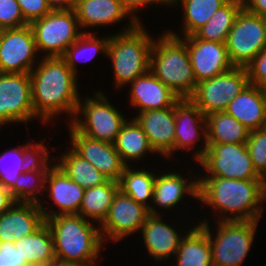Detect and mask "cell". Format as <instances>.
<instances>
[{"mask_svg": "<svg viewBox=\"0 0 266 266\" xmlns=\"http://www.w3.org/2000/svg\"><path fill=\"white\" fill-rule=\"evenodd\" d=\"M245 145L256 172L266 181V128L249 131Z\"/></svg>", "mask_w": 266, "mask_h": 266, "instance_id": "obj_38", "label": "cell"}, {"mask_svg": "<svg viewBox=\"0 0 266 266\" xmlns=\"http://www.w3.org/2000/svg\"><path fill=\"white\" fill-rule=\"evenodd\" d=\"M45 218L37 203L16 202L0 215V242L20 240L38 230Z\"/></svg>", "mask_w": 266, "mask_h": 266, "instance_id": "obj_24", "label": "cell"}, {"mask_svg": "<svg viewBox=\"0 0 266 266\" xmlns=\"http://www.w3.org/2000/svg\"><path fill=\"white\" fill-rule=\"evenodd\" d=\"M133 118L142 127L154 151L165 160L173 159L175 140L174 106L135 113Z\"/></svg>", "mask_w": 266, "mask_h": 266, "instance_id": "obj_22", "label": "cell"}, {"mask_svg": "<svg viewBox=\"0 0 266 266\" xmlns=\"http://www.w3.org/2000/svg\"><path fill=\"white\" fill-rule=\"evenodd\" d=\"M109 99L101 88L92 95L81 96L70 124L89 138L114 144L128 118Z\"/></svg>", "mask_w": 266, "mask_h": 266, "instance_id": "obj_7", "label": "cell"}, {"mask_svg": "<svg viewBox=\"0 0 266 266\" xmlns=\"http://www.w3.org/2000/svg\"><path fill=\"white\" fill-rule=\"evenodd\" d=\"M28 140L22 145L7 148L0 153V185L8 190L19 178V175L34 164L50 147L44 143L47 141L46 137L34 142L33 139Z\"/></svg>", "mask_w": 266, "mask_h": 266, "instance_id": "obj_25", "label": "cell"}, {"mask_svg": "<svg viewBox=\"0 0 266 266\" xmlns=\"http://www.w3.org/2000/svg\"><path fill=\"white\" fill-rule=\"evenodd\" d=\"M34 114L30 73L0 72V120L6 125L28 124Z\"/></svg>", "mask_w": 266, "mask_h": 266, "instance_id": "obj_13", "label": "cell"}, {"mask_svg": "<svg viewBox=\"0 0 266 266\" xmlns=\"http://www.w3.org/2000/svg\"><path fill=\"white\" fill-rule=\"evenodd\" d=\"M109 38V34L100 38L96 32L83 33L67 48L62 58L66 61L67 66L78 76L79 67L77 63L89 62L100 53L106 58Z\"/></svg>", "mask_w": 266, "mask_h": 266, "instance_id": "obj_37", "label": "cell"}, {"mask_svg": "<svg viewBox=\"0 0 266 266\" xmlns=\"http://www.w3.org/2000/svg\"><path fill=\"white\" fill-rule=\"evenodd\" d=\"M166 169L167 168H165L166 172L162 170L163 172L161 171V174L160 171L156 174L153 185L152 201L150 202V208L148 209L151 215H166V210L169 211L171 209L170 211H172L175 207L177 209V207H179L178 205H185V203H182L184 202L185 197H187L186 200L188 197L193 198L194 200L196 199L195 202L198 200V172L191 173L187 168L189 172L186 178L184 171L183 173H179L178 171H174V168L171 171ZM189 174L191 176H189Z\"/></svg>", "mask_w": 266, "mask_h": 266, "instance_id": "obj_16", "label": "cell"}, {"mask_svg": "<svg viewBox=\"0 0 266 266\" xmlns=\"http://www.w3.org/2000/svg\"><path fill=\"white\" fill-rule=\"evenodd\" d=\"M45 222L53 236L55 257L88 266L100 265L104 242L99 224L79 214L56 215Z\"/></svg>", "mask_w": 266, "mask_h": 266, "instance_id": "obj_3", "label": "cell"}, {"mask_svg": "<svg viewBox=\"0 0 266 266\" xmlns=\"http://www.w3.org/2000/svg\"><path fill=\"white\" fill-rule=\"evenodd\" d=\"M249 84L266 86V48L263 49L246 67Z\"/></svg>", "mask_w": 266, "mask_h": 266, "instance_id": "obj_40", "label": "cell"}, {"mask_svg": "<svg viewBox=\"0 0 266 266\" xmlns=\"http://www.w3.org/2000/svg\"><path fill=\"white\" fill-rule=\"evenodd\" d=\"M26 264L20 261V255L15 249L14 243L0 242V266H19Z\"/></svg>", "mask_w": 266, "mask_h": 266, "instance_id": "obj_43", "label": "cell"}, {"mask_svg": "<svg viewBox=\"0 0 266 266\" xmlns=\"http://www.w3.org/2000/svg\"><path fill=\"white\" fill-rule=\"evenodd\" d=\"M225 112L236 118L249 131L265 128V89L248 84L240 94L229 102Z\"/></svg>", "mask_w": 266, "mask_h": 266, "instance_id": "obj_26", "label": "cell"}, {"mask_svg": "<svg viewBox=\"0 0 266 266\" xmlns=\"http://www.w3.org/2000/svg\"><path fill=\"white\" fill-rule=\"evenodd\" d=\"M74 11L83 33H93L90 30L100 26L115 27V24L122 23L123 20H126L127 24L119 30V33L129 31L138 24L119 0H79Z\"/></svg>", "mask_w": 266, "mask_h": 266, "instance_id": "obj_20", "label": "cell"}, {"mask_svg": "<svg viewBox=\"0 0 266 266\" xmlns=\"http://www.w3.org/2000/svg\"><path fill=\"white\" fill-rule=\"evenodd\" d=\"M124 7V9L130 14V16L137 22V23H144L141 21L142 17H139V12L143 8H148L153 6L157 8L158 6H165L163 0H119ZM139 11V12H138Z\"/></svg>", "mask_w": 266, "mask_h": 266, "instance_id": "obj_42", "label": "cell"}, {"mask_svg": "<svg viewBox=\"0 0 266 266\" xmlns=\"http://www.w3.org/2000/svg\"><path fill=\"white\" fill-rule=\"evenodd\" d=\"M71 148L83 159L92 164L108 180L119 182L125 164L122 162L114 144L92 139L77 131L70 123L67 125Z\"/></svg>", "mask_w": 266, "mask_h": 266, "instance_id": "obj_18", "label": "cell"}, {"mask_svg": "<svg viewBox=\"0 0 266 266\" xmlns=\"http://www.w3.org/2000/svg\"><path fill=\"white\" fill-rule=\"evenodd\" d=\"M144 25L146 27V24L138 23L129 31L110 34L106 58L111 61L112 85L117 91L125 86L128 88L132 81L149 71L155 37Z\"/></svg>", "mask_w": 266, "mask_h": 266, "instance_id": "obj_4", "label": "cell"}, {"mask_svg": "<svg viewBox=\"0 0 266 266\" xmlns=\"http://www.w3.org/2000/svg\"><path fill=\"white\" fill-rule=\"evenodd\" d=\"M24 19L30 24L32 21L43 18L51 8L46 0H17Z\"/></svg>", "mask_w": 266, "mask_h": 266, "instance_id": "obj_41", "label": "cell"}, {"mask_svg": "<svg viewBox=\"0 0 266 266\" xmlns=\"http://www.w3.org/2000/svg\"><path fill=\"white\" fill-rule=\"evenodd\" d=\"M28 24L17 0H0V30L20 28Z\"/></svg>", "mask_w": 266, "mask_h": 266, "instance_id": "obj_39", "label": "cell"}, {"mask_svg": "<svg viewBox=\"0 0 266 266\" xmlns=\"http://www.w3.org/2000/svg\"><path fill=\"white\" fill-rule=\"evenodd\" d=\"M174 114L173 158L178 150L185 153L187 151V153L190 152L193 155L191 156L193 162L196 161L194 163H197L208 148L206 116L189 98L180 99L174 105Z\"/></svg>", "mask_w": 266, "mask_h": 266, "instance_id": "obj_12", "label": "cell"}, {"mask_svg": "<svg viewBox=\"0 0 266 266\" xmlns=\"http://www.w3.org/2000/svg\"><path fill=\"white\" fill-rule=\"evenodd\" d=\"M84 190L76 182L72 181L62 169L55 163L50 167L45 178L44 191L47 194L45 199L50 206H44L39 203L44 218L54 217L56 215L78 214L79 207L84 196ZM57 208V210L54 209ZM52 207V208H51Z\"/></svg>", "mask_w": 266, "mask_h": 266, "instance_id": "obj_19", "label": "cell"}, {"mask_svg": "<svg viewBox=\"0 0 266 266\" xmlns=\"http://www.w3.org/2000/svg\"><path fill=\"white\" fill-rule=\"evenodd\" d=\"M51 10L74 9L79 0H46Z\"/></svg>", "mask_w": 266, "mask_h": 266, "instance_id": "obj_46", "label": "cell"}, {"mask_svg": "<svg viewBox=\"0 0 266 266\" xmlns=\"http://www.w3.org/2000/svg\"><path fill=\"white\" fill-rule=\"evenodd\" d=\"M48 266H88V265L74 261L62 260L60 258L55 257V259Z\"/></svg>", "mask_w": 266, "mask_h": 266, "instance_id": "obj_47", "label": "cell"}, {"mask_svg": "<svg viewBox=\"0 0 266 266\" xmlns=\"http://www.w3.org/2000/svg\"><path fill=\"white\" fill-rule=\"evenodd\" d=\"M207 143L245 144L249 130L226 112L206 116Z\"/></svg>", "mask_w": 266, "mask_h": 266, "instance_id": "obj_34", "label": "cell"}, {"mask_svg": "<svg viewBox=\"0 0 266 266\" xmlns=\"http://www.w3.org/2000/svg\"><path fill=\"white\" fill-rule=\"evenodd\" d=\"M170 266H213L208 235L196 224L181 240ZM175 261V262H174Z\"/></svg>", "mask_w": 266, "mask_h": 266, "instance_id": "obj_29", "label": "cell"}, {"mask_svg": "<svg viewBox=\"0 0 266 266\" xmlns=\"http://www.w3.org/2000/svg\"><path fill=\"white\" fill-rule=\"evenodd\" d=\"M16 203L10 191L0 185V215L8 211Z\"/></svg>", "mask_w": 266, "mask_h": 266, "instance_id": "obj_45", "label": "cell"}, {"mask_svg": "<svg viewBox=\"0 0 266 266\" xmlns=\"http://www.w3.org/2000/svg\"><path fill=\"white\" fill-rule=\"evenodd\" d=\"M114 146L126 166H130L132 161L138 164L148 154L157 155L142 127L133 117L128 118L121 127Z\"/></svg>", "mask_w": 266, "mask_h": 266, "instance_id": "obj_28", "label": "cell"}, {"mask_svg": "<svg viewBox=\"0 0 266 266\" xmlns=\"http://www.w3.org/2000/svg\"><path fill=\"white\" fill-rule=\"evenodd\" d=\"M128 86L130 106L138 109L136 113L173 107L181 99L150 70Z\"/></svg>", "mask_w": 266, "mask_h": 266, "instance_id": "obj_23", "label": "cell"}, {"mask_svg": "<svg viewBox=\"0 0 266 266\" xmlns=\"http://www.w3.org/2000/svg\"><path fill=\"white\" fill-rule=\"evenodd\" d=\"M198 201L206 205L211 218L197 222L260 221L266 203L265 180H238L199 177ZM214 213V214H213ZM213 216V217H212ZM217 219H216V218Z\"/></svg>", "mask_w": 266, "mask_h": 266, "instance_id": "obj_2", "label": "cell"}, {"mask_svg": "<svg viewBox=\"0 0 266 266\" xmlns=\"http://www.w3.org/2000/svg\"><path fill=\"white\" fill-rule=\"evenodd\" d=\"M40 58L29 24L0 30L1 73H30Z\"/></svg>", "mask_w": 266, "mask_h": 266, "instance_id": "obj_15", "label": "cell"}, {"mask_svg": "<svg viewBox=\"0 0 266 266\" xmlns=\"http://www.w3.org/2000/svg\"><path fill=\"white\" fill-rule=\"evenodd\" d=\"M149 70L181 99L189 98L196 89L185 40L167 29L154 38Z\"/></svg>", "mask_w": 266, "mask_h": 266, "instance_id": "obj_5", "label": "cell"}, {"mask_svg": "<svg viewBox=\"0 0 266 266\" xmlns=\"http://www.w3.org/2000/svg\"><path fill=\"white\" fill-rule=\"evenodd\" d=\"M259 222L219 221L214 226L209 221L196 223L208 235L213 266H241L253 247Z\"/></svg>", "mask_w": 266, "mask_h": 266, "instance_id": "obj_6", "label": "cell"}, {"mask_svg": "<svg viewBox=\"0 0 266 266\" xmlns=\"http://www.w3.org/2000/svg\"><path fill=\"white\" fill-rule=\"evenodd\" d=\"M51 152L48 149L34 164L23 171L9 189L16 202L43 203L45 178L50 167L55 163L54 156L50 155ZM42 196L43 199H41Z\"/></svg>", "mask_w": 266, "mask_h": 266, "instance_id": "obj_27", "label": "cell"}, {"mask_svg": "<svg viewBox=\"0 0 266 266\" xmlns=\"http://www.w3.org/2000/svg\"><path fill=\"white\" fill-rule=\"evenodd\" d=\"M19 266H34V265H31V264H24V265H19Z\"/></svg>", "mask_w": 266, "mask_h": 266, "instance_id": "obj_50", "label": "cell"}, {"mask_svg": "<svg viewBox=\"0 0 266 266\" xmlns=\"http://www.w3.org/2000/svg\"><path fill=\"white\" fill-rule=\"evenodd\" d=\"M182 38L185 40L197 83L211 79L233 67L225 43L197 39L194 35Z\"/></svg>", "mask_w": 266, "mask_h": 266, "instance_id": "obj_21", "label": "cell"}, {"mask_svg": "<svg viewBox=\"0 0 266 266\" xmlns=\"http://www.w3.org/2000/svg\"><path fill=\"white\" fill-rule=\"evenodd\" d=\"M149 215L147 207L137 203L119 189L113 198L107 217L99 225L104 244L107 245L108 242L116 244L124 238L127 239L126 237L139 234Z\"/></svg>", "mask_w": 266, "mask_h": 266, "instance_id": "obj_14", "label": "cell"}, {"mask_svg": "<svg viewBox=\"0 0 266 266\" xmlns=\"http://www.w3.org/2000/svg\"><path fill=\"white\" fill-rule=\"evenodd\" d=\"M143 166V163L141 169L132 167L131 165L125 166L118 183L119 189L124 194L130 196L137 203H140L149 209V202L152 201L156 170H152V168L149 170Z\"/></svg>", "mask_w": 266, "mask_h": 266, "instance_id": "obj_36", "label": "cell"}, {"mask_svg": "<svg viewBox=\"0 0 266 266\" xmlns=\"http://www.w3.org/2000/svg\"><path fill=\"white\" fill-rule=\"evenodd\" d=\"M60 156H54L55 164L64 171V173L83 189L92 188L105 183L108 179L90 164L87 160L79 156L71 147Z\"/></svg>", "mask_w": 266, "mask_h": 266, "instance_id": "obj_32", "label": "cell"}, {"mask_svg": "<svg viewBox=\"0 0 266 266\" xmlns=\"http://www.w3.org/2000/svg\"><path fill=\"white\" fill-rule=\"evenodd\" d=\"M29 25L38 53L43 57H62L67 48L83 34L74 9L51 10Z\"/></svg>", "mask_w": 266, "mask_h": 266, "instance_id": "obj_8", "label": "cell"}, {"mask_svg": "<svg viewBox=\"0 0 266 266\" xmlns=\"http://www.w3.org/2000/svg\"><path fill=\"white\" fill-rule=\"evenodd\" d=\"M248 84L246 68L233 66L224 73L197 83L189 99L205 116L215 112H225L229 102Z\"/></svg>", "mask_w": 266, "mask_h": 266, "instance_id": "obj_11", "label": "cell"}, {"mask_svg": "<svg viewBox=\"0 0 266 266\" xmlns=\"http://www.w3.org/2000/svg\"><path fill=\"white\" fill-rule=\"evenodd\" d=\"M20 261L34 266H48L54 259L53 236L46 222L34 233L14 241Z\"/></svg>", "mask_w": 266, "mask_h": 266, "instance_id": "obj_31", "label": "cell"}, {"mask_svg": "<svg viewBox=\"0 0 266 266\" xmlns=\"http://www.w3.org/2000/svg\"><path fill=\"white\" fill-rule=\"evenodd\" d=\"M225 44L231 64L235 67H246L266 48V18L242 8Z\"/></svg>", "mask_w": 266, "mask_h": 266, "instance_id": "obj_10", "label": "cell"}, {"mask_svg": "<svg viewBox=\"0 0 266 266\" xmlns=\"http://www.w3.org/2000/svg\"><path fill=\"white\" fill-rule=\"evenodd\" d=\"M78 78L62 57H41L34 66L30 72L32 104L42 126L52 125L62 114L69 117L67 124L72 121L81 97Z\"/></svg>", "mask_w": 266, "mask_h": 266, "instance_id": "obj_1", "label": "cell"}, {"mask_svg": "<svg viewBox=\"0 0 266 266\" xmlns=\"http://www.w3.org/2000/svg\"><path fill=\"white\" fill-rule=\"evenodd\" d=\"M207 144L205 154L197 162L200 167L202 166L201 171H203L198 173V177L264 180L256 172L245 144Z\"/></svg>", "mask_w": 266, "mask_h": 266, "instance_id": "obj_9", "label": "cell"}, {"mask_svg": "<svg viewBox=\"0 0 266 266\" xmlns=\"http://www.w3.org/2000/svg\"><path fill=\"white\" fill-rule=\"evenodd\" d=\"M242 8V0H228L193 35L197 39L205 41L226 43L228 33L232 29L235 18Z\"/></svg>", "mask_w": 266, "mask_h": 266, "instance_id": "obj_35", "label": "cell"}, {"mask_svg": "<svg viewBox=\"0 0 266 266\" xmlns=\"http://www.w3.org/2000/svg\"><path fill=\"white\" fill-rule=\"evenodd\" d=\"M248 12L266 18V0H242Z\"/></svg>", "mask_w": 266, "mask_h": 266, "instance_id": "obj_44", "label": "cell"}, {"mask_svg": "<svg viewBox=\"0 0 266 266\" xmlns=\"http://www.w3.org/2000/svg\"><path fill=\"white\" fill-rule=\"evenodd\" d=\"M228 0H176L170 7L181 9V33L168 28V32L177 37L193 35L204 26L213 14ZM183 34V35H182Z\"/></svg>", "mask_w": 266, "mask_h": 266, "instance_id": "obj_30", "label": "cell"}, {"mask_svg": "<svg viewBox=\"0 0 266 266\" xmlns=\"http://www.w3.org/2000/svg\"><path fill=\"white\" fill-rule=\"evenodd\" d=\"M175 1L176 0H163L165 6H168L169 8Z\"/></svg>", "mask_w": 266, "mask_h": 266, "instance_id": "obj_48", "label": "cell"}, {"mask_svg": "<svg viewBox=\"0 0 266 266\" xmlns=\"http://www.w3.org/2000/svg\"><path fill=\"white\" fill-rule=\"evenodd\" d=\"M167 220V221H165ZM163 219V215H149L140 229V238L142 237L143 246L146 248V255L156 263L166 264V261L171 262L173 256L176 254L177 249L180 246L181 240L185 235L196 225L194 222L183 223L184 227L181 229L182 225H175L178 219ZM168 220L170 222L168 223ZM193 224V225H192ZM176 226V227H175ZM178 227V230L176 229ZM180 228V229H179ZM180 230V231H179ZM185 230V231H184ZM183 231V232H182Z\"/></svg>", "mask_w": 266, "mask_h": 266, "instance_id": "obj_17", "label": "cell"}, {"mask_svg": "<svg viewBox=\"0 0 266 266\" xmlns=\"http://www.w3.org/2000/svg\"><path fill=\"white\" fill-rule=\"evenodd\" d=\"M3 126V127H2ZM5 126V127H4ZM6 128V124L0 120V131H3L1 129Z\"/></svg>", "mask_w": 266, "mask_h": 266, "instance_id": "obj_49", "label": "cell"}, {"mask_svg": "<svg viewBox=\"0 0 266 266\" xmlns=\"http://www.w3.org/2000/svg\"><path fill=\"white\" fill-rule=\"evenodd\" d=\"M118 190L119 183L113 180L85 189L78 214L100 225L107 217Z\"/></svg>", "mask_w": 266, "mask_h": 266, "instance_id": "obj_33", "label": "cell"}]
</instances>
